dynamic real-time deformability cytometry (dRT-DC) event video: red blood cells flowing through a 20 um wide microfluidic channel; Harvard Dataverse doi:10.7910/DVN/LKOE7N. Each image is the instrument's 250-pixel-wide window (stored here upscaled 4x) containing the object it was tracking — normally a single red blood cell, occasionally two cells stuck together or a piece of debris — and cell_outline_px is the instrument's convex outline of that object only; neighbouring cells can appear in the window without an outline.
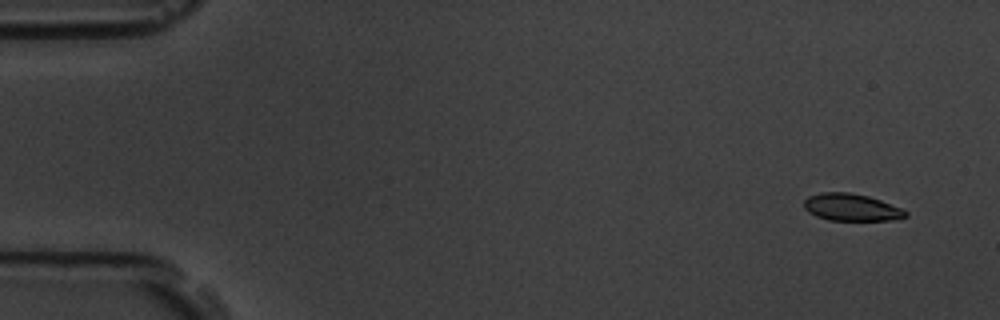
{"species": "common noctule bat (a hibernating species)", "species_latin": "Nyctalus noctula", "temperature_condition": "room temperature", "stored_images_in_passage": 4, "camera_frame_rate_fps": 3000, "um_per_image_px": 0.085, "animal": {"sex": "male", "body_mass_g": 19.5, "forearm_length_mm": 54.6}, "frame": {"image": 1, "passage_image": 1, "time_ms": 0.0, "image_size_px": [1000, 320], "cell_outline_px": [[908, 216], [892, 220], [828, 220], [816, 216], [808, 212], [804, 208], [804, 200], [808, 196], [820, 192], [848, 192], [868, 196], [880, 200], [900, 208], [908, 212]], "centroid_in_image_um": [72.33, 17.62], "position_along_channel_um": 12.7, "area_um2": 16.07}}
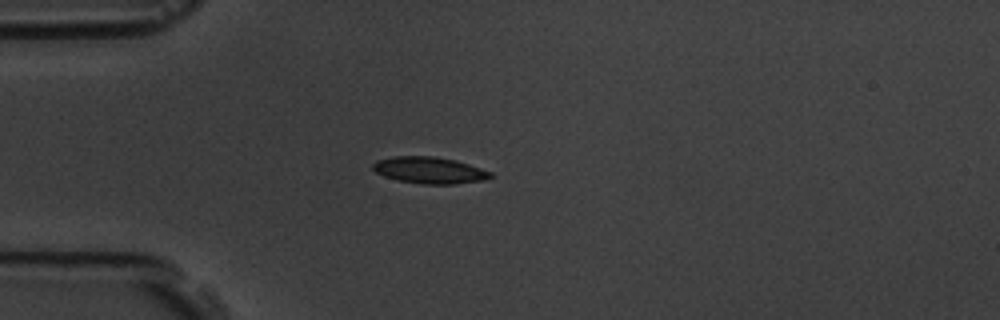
{"frame": {"image": 2, "passage_image": 4, "time_ms": 4.0, "image_size_px": [1000, 320], "cell_outline_px": [[492, 176], [484, 180], [452, 184], [424, 184], [396, 180], [384, 176], [376, 172], [372, 168], [372, 164], [376, 160], [392, 156], [436, 156], [456, 160], [492, 172]], "centroid_in_image_um": [36.47, 14.46], "position_along_channel_um": 48.5, "area_um2": 18.26}}